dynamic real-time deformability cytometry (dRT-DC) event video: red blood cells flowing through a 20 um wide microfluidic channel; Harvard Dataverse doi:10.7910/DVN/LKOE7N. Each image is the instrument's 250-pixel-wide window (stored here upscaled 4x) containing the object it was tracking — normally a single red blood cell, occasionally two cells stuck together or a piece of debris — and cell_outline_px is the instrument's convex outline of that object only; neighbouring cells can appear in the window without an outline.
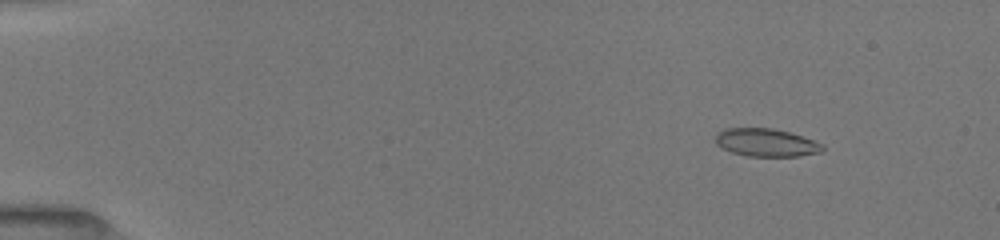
{"species": "common noctule bat (a hibernating species)", "species_latin": "Nyctalus noctula", "temperature_condition": "room temperature", "stored_images_in_passage": 52, "camera_frame_rate_fps": 3000, "um_per_image_px": 0.085, "animal": {"sex": "female", "body_mass_g": 19.5, "forearm_length_mm": 54.1}, "frame": {"image": 1, "passage_image": 7, "time_ms": 2.0, "image_size_px": [1000, 240], "cell_outline_px": [[824, 148], [820, 152], [800, 156], [748, 156], [732, 152], [720, 148], [716, 144], [716, 132], [724, 128], [772, 128], [788, 132], [824, 144]], "centroid_in_image_um": [65.08, 12.12], "position_along_channel_um": 19.9, "area_um2": 17.4}}
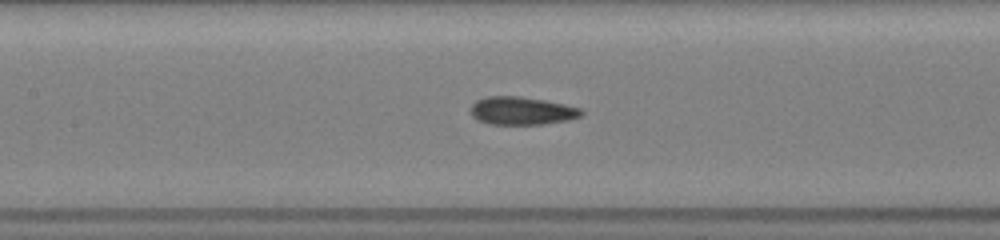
{"frame": {"image": 2, "passage_image": 26, "time_ms": 8.333, "image_size_px": [1000, 240], "cell_outline_px": [[584, 112], [580, 116], [568, 120], [540, 124], [488, 124], [476, 120], [472, 116], [472, 104], [476, 100], [484, 96], [520, 96], [544, 100], [564, 104], [580, 108]], "centroid_in_image_um": [44.32, 9.41], "position_along_channel_um": 163.1, "area_um2": 18.03}}
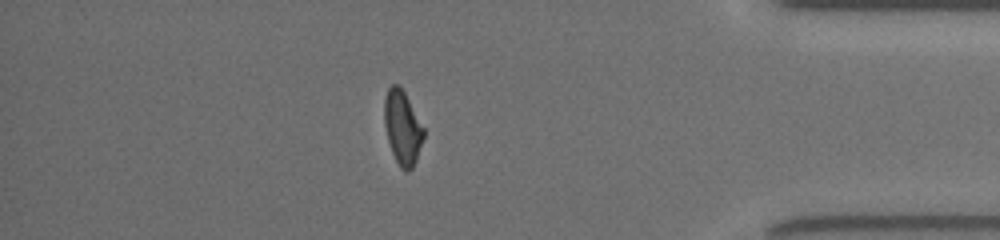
{"frame": {"image": 3, "passage_image": 46, "time_ms": 15.0, "image_size_px": [1000, 240], "cell_outline_px": [[424, 136], [416, 160], [412, 168], [408, 172], [404, 172], [400, 168], [392, 152], [388, 140], [384, 124], [384, 100], [388, 88], [392, 84], [400, 84], [424, 128]], "centroid_in_image_um": [34.2, 10.84], "position_along_channel_um": 401.0, "area_um2": 16.94}, "authors_computed_cell_mechanics": {"area_um2": 17.7157, "velocity_mm_per_s": 4.0158, "shape_relaxation_time_tau1_ms": 3.9809, "shape_relaxation_time_tau2_ms": 1.4293, "deformation_change_tau1": 0.1365, "deformation_change_tau2": 0.073}}